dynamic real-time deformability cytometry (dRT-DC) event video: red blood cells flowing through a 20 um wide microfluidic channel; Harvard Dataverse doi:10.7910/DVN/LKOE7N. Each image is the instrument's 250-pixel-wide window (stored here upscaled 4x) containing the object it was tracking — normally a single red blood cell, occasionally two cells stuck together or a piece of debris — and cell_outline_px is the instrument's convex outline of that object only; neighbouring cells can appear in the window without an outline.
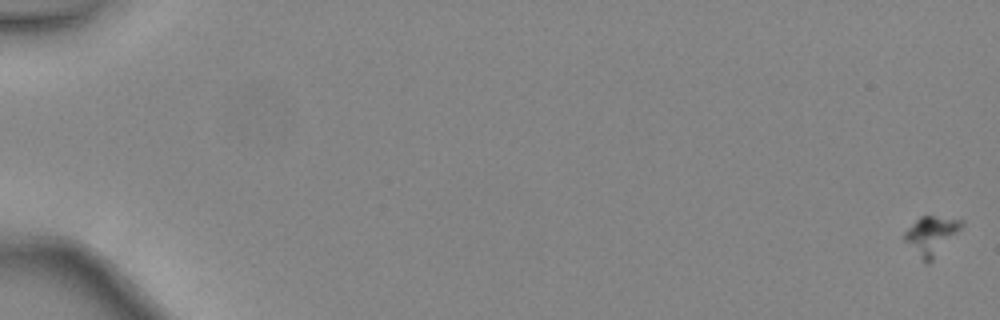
{"species": "common noctule bat (a hibernating species)", "species_latin": "Nyctalus noctula", "temperature_condition": "warm", "stored_images_in_passage": 49, "camera_frame_rate_fps": 3000, "um_per_image_px": 0.085, "animal": {"sex": "female", "body_mass_g": 24.6, "forearm_length_mm": 56.2}, "frame": {"image": 1, "passage_image": 1, "time_ms": 0.0, "image_size_px": [1000, 320], "cell_outline_px": [[964, 224], [932, 260], [928, 264], [924, 264], [920, 260], [904, 240], [904, 232], [920, 216], [932, 216], [964, 220]], "centroid_in_image_um": [79.12, 20.04], "position_along_channel_um": 5.9, "area_um2": 12.6}}
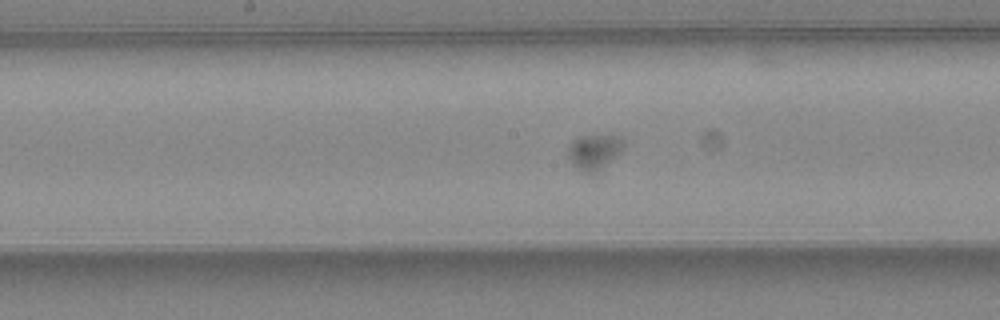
{"frame": {"image": 2, "passage_image": 28, "time_ms": 9.0, "image_size_px": [1000, 320], "cell_outline_px": [[624, 148], [620, 152], [592, 176], [576, 168], [572, 164], [568, 156], [568, 144], [572, 140], [580, 136], [616, 136], [624, 140]], "centroid_in_image_um": [50.47, 12.92], "position_along_channel_um": 197.7, "area_um2": 11.39}}
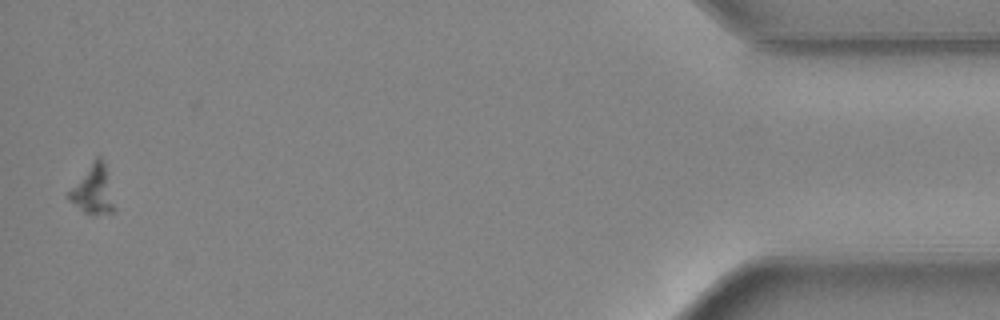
{"frame": {"image": 3, "passage_image": 49, "time_ms": 16.0, "image_size_px": [1000, 320], "cell_outline_px": [[112, 212], [84, 212], [68, 200], [68, 192], [96, 156], [100, 156], [104, 164], [112, 204]], "centroid_in_image_um": [7.84, 16.1], "position_along_channel_um": 427.4, "area_um2": 11.73}}